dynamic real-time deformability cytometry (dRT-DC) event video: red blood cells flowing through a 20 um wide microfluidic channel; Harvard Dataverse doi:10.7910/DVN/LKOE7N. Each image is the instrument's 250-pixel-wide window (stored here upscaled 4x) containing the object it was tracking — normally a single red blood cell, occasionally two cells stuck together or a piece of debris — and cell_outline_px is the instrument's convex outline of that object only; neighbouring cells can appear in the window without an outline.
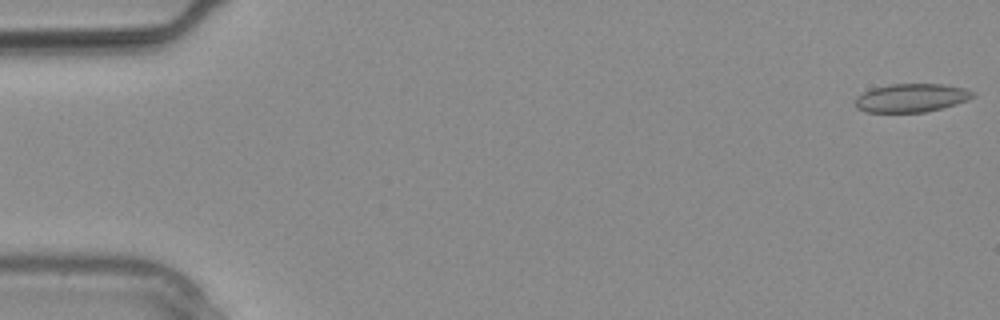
{"species": "common noctule bat (a hibernating species)", "species_latin": "Nyctalus noctula", "temperature_condition": "warm", "stored_images_in_passage": 11, "camera_frame_rate_fps": 3000, "um_per_image_px": 0.085, "animal": {"sex": "male", "body_mass_g": 20.4}, "frame": {"image": 1, "passage_image": 1, "time_ms": 0.0, "image_size_px": [1000, 320], "cell_outline_px": [[976, 96], [968, 100], [956, 104], [924, 112], [864, 112], [856, 108], [856, 96], [872, 88], [888, 84], [944, 84], [964, 88], [976, 92]], "centroid_in_image_um": [77.48, 8.31], "position_along_channel_um": 7.5, "area_um2": 19.59}}
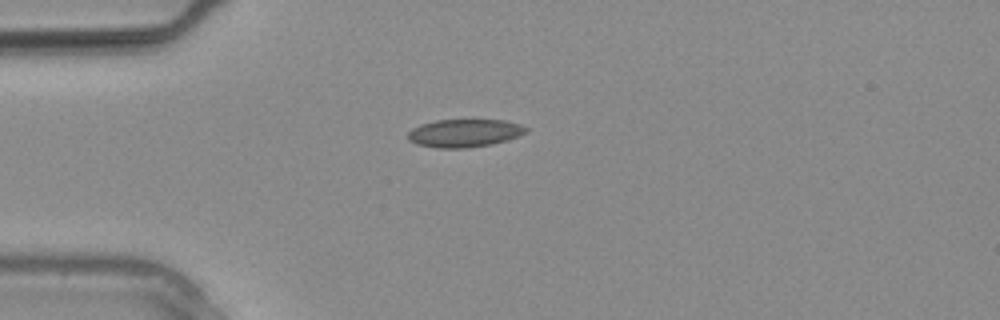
{"frame": {"image": 2, "passage_image": 8, "time_ms": 2.333, "image_size_px": [1000, 320], "cell_outline_px": [[528, 132], [520, 136], [508, 140], [492, 144], [468, 148], [436, 148], [416, 144], [408, 140], [408, 132], [412, 128], [420, 124], [436, 120], [504, 120], [520, 124], [528, 128]], "centroid_in_image_um": [39.49, 11.32], "position_along_channel_um": 45.5, "area_um2": 19.48}}